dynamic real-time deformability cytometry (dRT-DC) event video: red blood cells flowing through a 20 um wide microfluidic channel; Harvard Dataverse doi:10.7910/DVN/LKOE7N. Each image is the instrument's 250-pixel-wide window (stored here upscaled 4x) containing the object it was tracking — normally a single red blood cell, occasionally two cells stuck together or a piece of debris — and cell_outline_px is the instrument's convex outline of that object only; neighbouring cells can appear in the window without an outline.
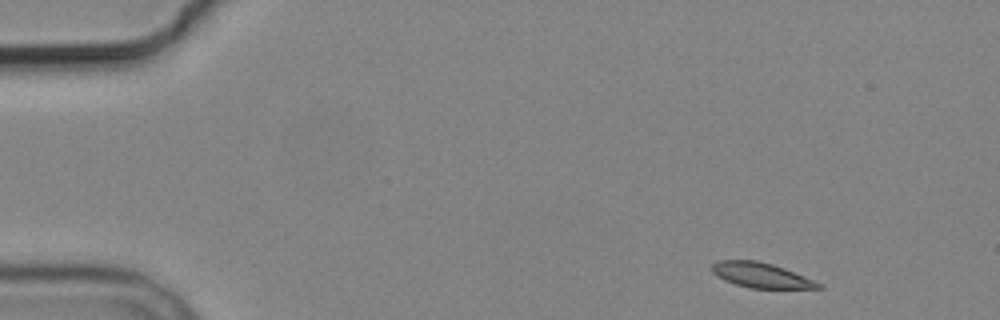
{"species": "common noctule bat (a hibernating species)", "species_latin": "Nyctalus noctula", "temperature_condition": "cold", "stored_images_in_passage": 4, "camera_frame_rate_fps": 3000, "um_per_image_px": 0.085, "animal": {"sex": "male", "body_mass_g": 19.2, "forearm_length_mm": 51.8}, "frame": {"image": 1, "passage_image": 1, "time_ms": 0.0, "image_size_px": [1000, 320], "cell_outline_px": [[824, 288], [752, 288], [736, 284], [724, 280], [712, 272], [712, 264], [720, 260], [756, 260], [772, 264], [784, 268], [804, 276], [820, 284]], "centroid_in_image_um": [64.66, 23.38], "position_along_channel_um": 20.3, "area_um2": 15.2}}